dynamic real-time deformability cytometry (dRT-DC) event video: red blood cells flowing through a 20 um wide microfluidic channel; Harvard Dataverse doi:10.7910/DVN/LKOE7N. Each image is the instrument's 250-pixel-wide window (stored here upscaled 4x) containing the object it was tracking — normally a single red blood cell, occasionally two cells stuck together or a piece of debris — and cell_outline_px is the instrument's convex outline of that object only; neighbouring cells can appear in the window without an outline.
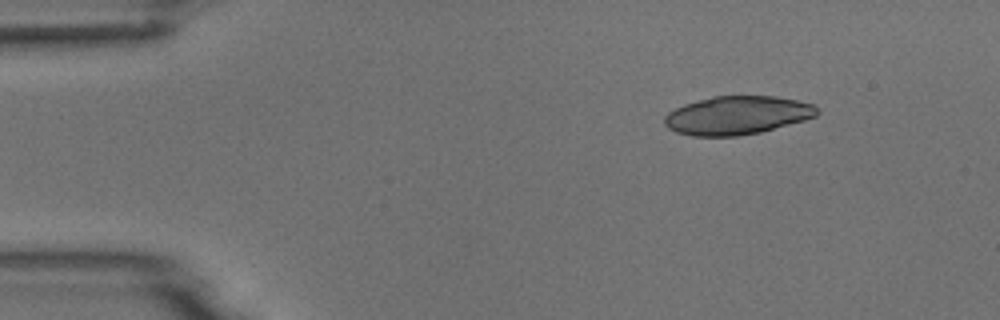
{"species": "common noctule bat (a hibernating species)", "species_latin": "Nyctalus noctula", "temperature_condition": "room temperature", "stored_images_in_passage": 3, "camera_frame_rate_fps": 3000, "um_per_image_px": 0.085, "animal": {"sex": "male", "body_mass_g": 18.8}, "frame": {"image": 1, "passage_image": 1, "time_ms": 0.0, "image_size_px": [1000, 320], "cell_outline_px": [[820, 112], [816, 116], [804, 120], [760, 132], [736, 136], [692, 136], [676, 132], [668, 128], [664, 124], [664, 116], [668, 112], [684, 104], [712, 96], [776, 96], [816, 104]], "centroid_in_image_um": [62.66, 9.8], "position_along_channel_um": 22.3, "area_um2": 34.28}}